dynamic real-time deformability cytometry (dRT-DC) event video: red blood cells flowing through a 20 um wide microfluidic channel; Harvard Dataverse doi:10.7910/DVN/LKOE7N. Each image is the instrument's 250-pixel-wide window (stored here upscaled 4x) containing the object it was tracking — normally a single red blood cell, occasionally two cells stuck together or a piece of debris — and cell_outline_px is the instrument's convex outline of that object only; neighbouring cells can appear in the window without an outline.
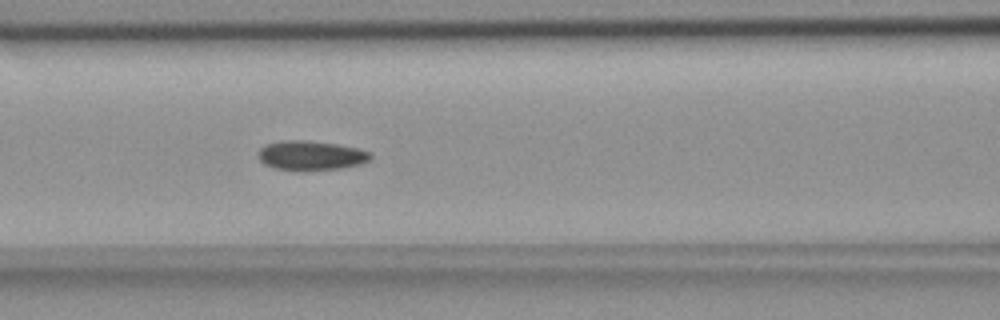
{"species": "common noctule bat (a hibernating species)", "species_latin": "Nyctalus noctula", "temperature_condition": "room temperature", "stored_images_in_passage": 19, "camera_frame_rate_fps": 3000, "um_per_image_px": 0.085, "animal": {"sex": "female", "body_mass_g": 18.4}, "frame": {"image": 1, "passage_image": 11, "time_ms": 3.333, "image_size_px": [1000, 320], "cell_outline_px": [[372, 160], [364, 164], [340, 168], [304, 172], [296, 172], [272, 168], [264, 164], [256, 156], [260, 148], [264, 144], [284, 140], [308, 140], [336, 144], [356, 148], [368, 152], [372, 156]], "centroid_in_image_um": [26.39, 13.24], "position_along_channel_um": 140.2, "area_um2": 19.94}}
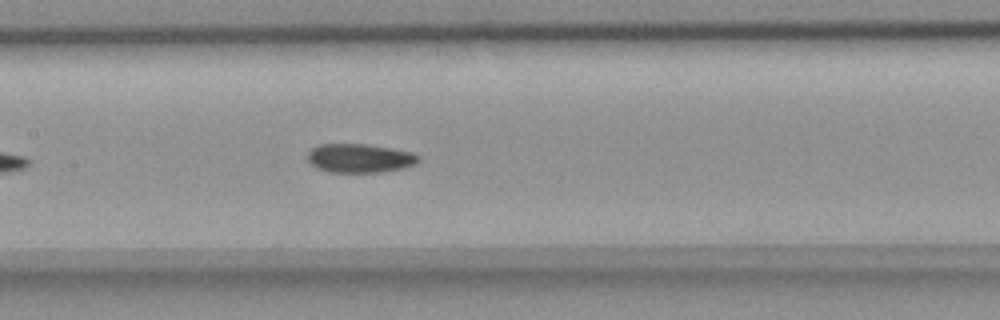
{"frame": {"image": 2, "passage_image": 14, "time_ms": 4.333, "image_size_px": [1000, 320], "cell_outline_px": [[420, 160], [416, 164], [404, 168], [380, 172], [332, 172], [320, 168], [312, 164], [308, 160], [308, 152], [312, 148], [320, 144], [364, 144], [392, 148], [412, 152], [420, 156]], "centroid_in_image_um": [30.63, 13.44], "position_along_channel_um": 176.8, "area_um2": 18.55}}